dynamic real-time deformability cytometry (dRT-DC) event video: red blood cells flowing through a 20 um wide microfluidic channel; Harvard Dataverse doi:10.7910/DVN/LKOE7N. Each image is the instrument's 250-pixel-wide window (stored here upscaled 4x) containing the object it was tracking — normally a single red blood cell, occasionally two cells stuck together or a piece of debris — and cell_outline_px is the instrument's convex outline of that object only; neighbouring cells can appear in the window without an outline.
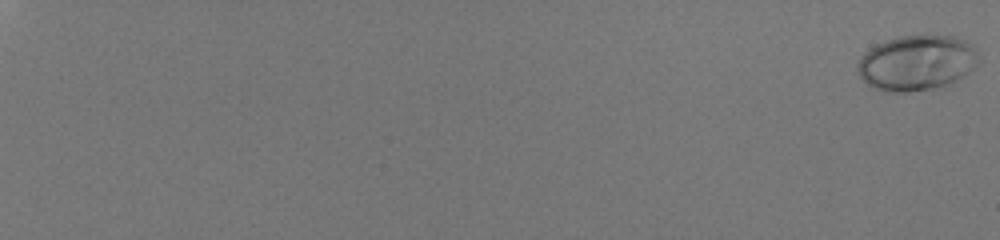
{"species": "human", "species_latin": "Homo sapiens", "temperature_condition": "room temperature", "stored_images_in_passage": 58, "camera_frame_rate_fps": 3000, "um_per_image_px": 0.085, "donor": {"sex": "male"}, "frame": {"image": 1, "passage_image": 1, "time_ms": 0.0, "image_size_px": [1000, 240], "cell_outline_px": [[980, 64], [976, 68], [964, 76], [948, 84], [932, 88], [908, 92], [884, 92], [872, 88], [860, 76], [856, 68], [856, 64], [860, 56], [864, 52], [876, 44], [900, 36], [952, 36], [964, 40], [972, 44], [980, 56]], "centroid_in_image_um": [77.93, 5.35], "position_along_channel_um": 7.1, "area_um2": 39.36}}
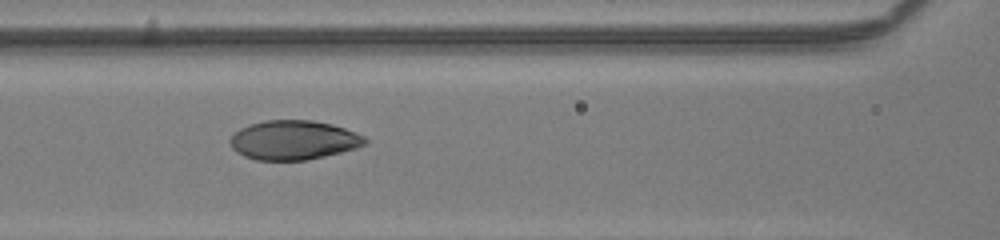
{"frame": {"image": 2, "passage_image": 33, "time_ms": 10.667, "image_size_px": [1000, 240], "cell_outline_px": [[368, 144], [356, 148], [308, 160], [256, 160], [244, 156], [236, 152], [232, 148], [228, 140], [240, 128], [248, 124], [264, 120], [312, 120], [332, 124], [356, 132], [364, 136], [368, 140]], "centroid_in_image_um": [24.95, 11.9], "position_along_channel_um": 141.6, "area_um2": 31.1}}
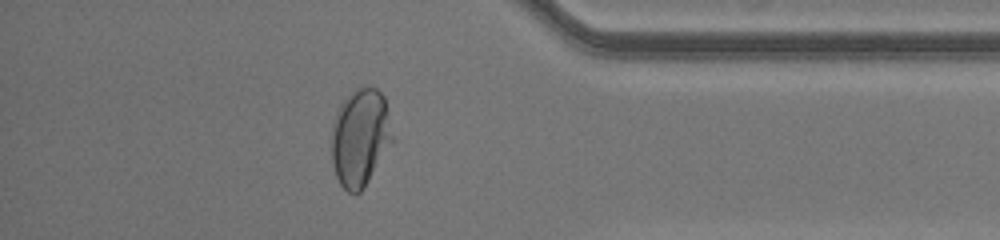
{"frame": {"image": 3, "passage_image": 53, "time_ms": 17.333, "image_size_px": [1000, 240], "cell_outline_px": [[396, 140], [364, 188], [360, 192], [348, 192], [340, 184], [336, 176], [332, 164], [332, 128], [336, 112], [340, 104], [360, 84], [376, 88], [384, 96]], "centroid_in_image_um": [30.66, 11.67], "position_along_channel_um": 404.5, "area_um2": 35.37}, "authors_computed_cell_mechanics": {"area_um2": 32.8593, "velocity_mm_per_s": 4.1125, "shape_relaxation_time_tau1_ms": 4.6753, "shape_relaxation_time_tau2_ms": null, "deformation_change_tau1": 0.2044, "deformation_change_tau2": null}}